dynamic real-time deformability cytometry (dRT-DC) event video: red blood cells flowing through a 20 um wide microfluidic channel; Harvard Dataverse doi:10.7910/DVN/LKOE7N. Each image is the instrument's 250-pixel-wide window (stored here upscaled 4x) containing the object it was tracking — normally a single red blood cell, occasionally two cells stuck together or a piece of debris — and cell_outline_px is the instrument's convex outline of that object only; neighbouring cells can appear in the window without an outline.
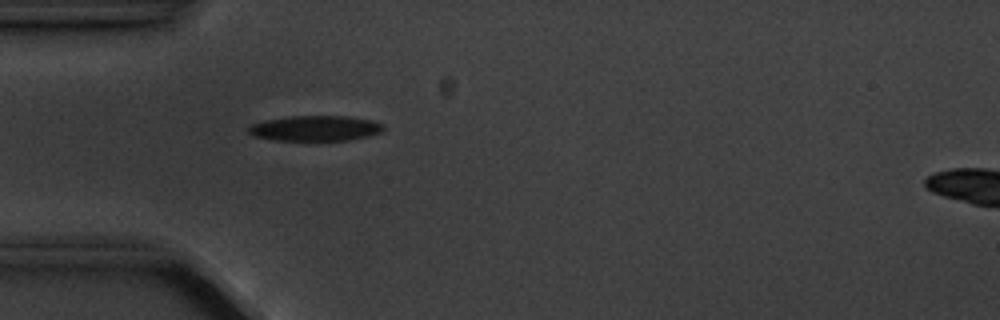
{"species": "common noctule bat (a hibernating species)", "species_latin": "Nyctalus noctula", "temperature_condition": "cold", "stored_images_in_passage": 5, "camera_frame_rate_fps": 3000, "um_per_image_px": 0.085, "animal": {"sex": "male", "body_mass_g": 20.1, "forearm_length_mm": 53.5}, "frame": {"image": 1, "passage_image": 5, "time_ms": 5.0, "image_size_px": [1000, 320], "cell_outline_px": [[384, 128], [380, 132], [368, 136], [348, 140], [272, 140], [252, 136], [248, 132], [248, 128], [252, 124], [264, 120], [288, 116], [348, 116], [372, 120], [384, 124]], "centroid_in_image_um": [26.78, 10.9], "position_along_channel_um": 58.2, "area_um2": 20.0}}